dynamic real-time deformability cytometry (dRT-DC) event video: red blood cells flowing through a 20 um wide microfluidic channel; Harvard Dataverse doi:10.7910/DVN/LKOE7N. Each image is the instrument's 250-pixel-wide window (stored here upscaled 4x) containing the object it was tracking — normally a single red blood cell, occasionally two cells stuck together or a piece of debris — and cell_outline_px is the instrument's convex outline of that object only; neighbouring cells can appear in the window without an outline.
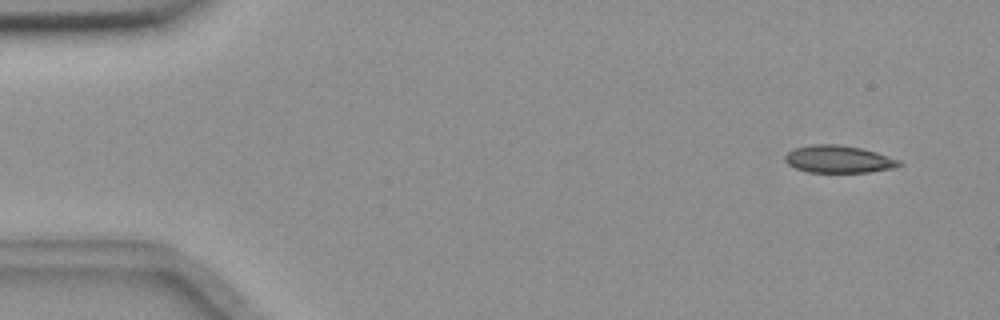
{"species": "common noctule bat (a hibernating species)", "species_latin": "Nyctalus noctula", "temperature_condition": "room temperature", "stored_images_in_passage": 5, "camera_frame_rate_fps": 3000, "um_per_image_px": 0.085, "animal": {"sex": "female", "body_mass_g": 18.4}, "frame": {"image": 1, "passage_image": 1, "time_ms": 0.0, "image_size_px": [1000, 320], "cell_outline_px": [[904, 164], [892, 168], [868, 172], [808, 172], [796, 168], [788, 164], [784, 160], [784, 156], [788, 152], [796, 148], [812, 144], [836, 144], [860, 148], [876, 152], [900, 160]], "centroid_in_image_um": [71.27, 13.53], "position_along_channel_um": 13.7, "area_um2": 18.09}}
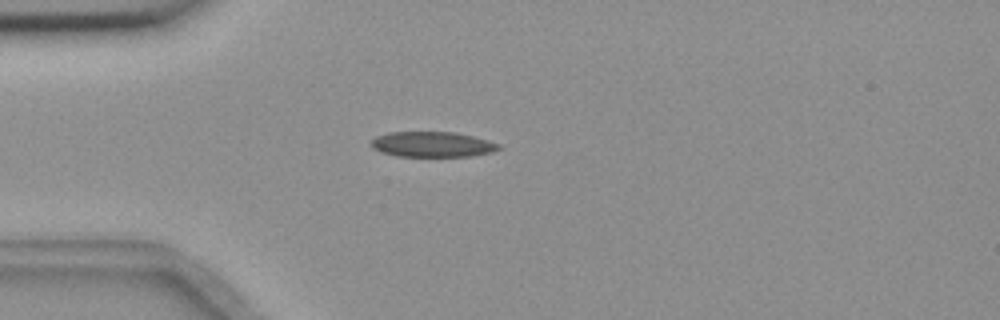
{"frame": {"image": 2, "passage_image": 4, "time_ms": 1.0, "image_size_px": [1000, 320], "cell_outline_px": [[500, 148], [492, 152], [472, 156], [396, 156], [380, 152], [372, 148], [372, 140], [376, 136], [388, 132], [452, 132], [472, 136], [488, 140], [500, 144]], "centroid_in_image_um": [36.73, 12.27], "position_along_channel_um": 48.3, "area_um2": 18.79}}